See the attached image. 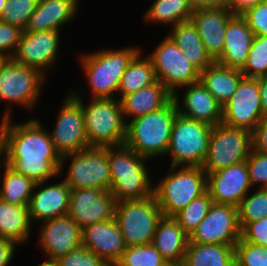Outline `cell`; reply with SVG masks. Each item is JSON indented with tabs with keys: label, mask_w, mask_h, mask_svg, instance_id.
Listing matches in <instances>:
<instances>
[{
	"label": "cell",
	"mask_w": 267,
	"mask_h": 266,
	"mask_svg": "<svg viewBox=\"0 0 267 266\" xmlns=\"http://www.w3.org/2000/svg\"><path fill=\"white\" fill-rule=\"evenodd\" d=\"M261 2H263V0H231L230 11L235 15H242L249 8H252Z\"/></svg>",
	"instance_id": "cell-49"
},
{
	"label": "cell",
	"mask_w": 267,
	"mask_h": 266,
	"mask_svg": "<svg viewBox=\"0 0 267 266\" xmlns=\"http://www.w3.org/2000/svg\"><path fill=\"white\" fill-rule=\"evenodd\" d=\"M24 122L4 119L2 152L6 163L35 183L60 179L61 156L55 150L48 129L36 116Z\"/></svg>",
	"instance_id": "cell-1"
},
{
	"label": "cell",
	"mask_w": 267,
	"mask_h": 266,
	"mask_svg": "<svg viewBox=\"0 0 267 266\" xmlns=\"http://www.w3.org/2000/svg\"><path fill=\"white\" fill-rule=\"evenodd\" d=\"M234 246L188 243L181 266H236Z\"/></svg>",
	"instance_id": "cell-31"
},
{
	"label": "cell",
	"mask_w": 267,
	"mask_h": 266,
	"mask_svg": "<svg viewBox=\"0 0 267 266\" xmlns=\"http://www.w3.org/2000/svg\"><path fill=\"white\" fill-rule=\"evenodd\" d=\"M24 30L0 20V52L10 58L15 54Z\"/></svg>",
	"instance_id": "cell-43"
},
{
	"label": "cell",
	"mask_w": 267,
	"mask_h": 266,
	"mask_svg": "<svg viewBox=\"0 0 267 266\" xmlns=\"http://www.w3.org/2000/svg\"><path fill=\"white\" fill-rule=\"evenodd\" d=\"M241 239L238 208L214 203L189 236L188 243L235 245Z\"/></svg>",
	"instance_id": "cell-15"
},
{
	"label": "cell",
	"mask_w": 267,
	"mask_h": 266,
	"mask_svg": "<svg viewBox=\"0 0 267 266\" xmlns=\"http://www.w3.org/2000/svg\"><path fill=\"white\" fill-rule=\"evenodd\" d=\"M66 167L67 171L64 170ZM65 172L66 176L63 175ZM62 175L64 178L62 180L70 189L100 188L110 192L108 147H89L83 151L61 156L59 176Z\"/></svg>",
	"instance_id": "cell-8"
},
{
	"label": "cell",
	"mask_w": 267,
	"mask_h": 266,
	"mask_svg": "<svg viewBox=\"0 0 267 266\" xmlns=\"http://www.w3.org/2000/svg\"><path fill=\"white\" fill-rule=\"evenodd\" d=\"M7 0H0V17L2 15V10L4 8V6L6 5Z\"/></svg>",
	"instance_id": "cell-55"
},
{
	"label": "cell",
	"mask_w": 267,
	"mask_h": 266,
	"mask_svg": "<svg viewBox=\"0 0 267 266\" xmlns=\"http://www.w3.org/2000/svg\"><path fill=\"white\" fill-rule=\"evenodd\" d=\"M74 89L72 93L81 98L85 132L90 147L120 146L126 140L127 124L123 118L118 98L85 99L86 90ZM83 93V95H81ZM84 97V98H83ZM87 100V101H86ZM87 102V103H85Z\"/></svg>",
	"instance_id": "cell-5"
},
{
	"label": "cell",
	"mask_w": 267,
	"mask_h": 266,
	"mask_svg": "<svg viewBox=\"0 0 267 266\" xmlns=\"http://www.w3.org/2000/svg\"><path fill=\"white\" fill-rule=\"evenodd\" d=\"M240 71L247 78L267 75V35L254 36L248 57Z\"/></svg>",
	"instance_id": "cell-38"
},
{
	"label": "cell",
	"mask_w": 267,
	"mask_h": 266,
	"mask_svg": "<svg viewBox=\"0 0 267 266\" xmlns=\"http://www.w3.org/2000/svg\"><path fill=\"white\" fill-rule=\"evenodd\" d=\"M143 50L140 46L127 45L94 52L80 53L79 66L83 69L90 99L117 98V91L126 67Z\"/></svg>",
	"instance_id": "cell-2"
},
{
	"label": "cell",
	"mask_w": 267,
	"mask_h": 266,
	"mask_svg": "<svg viewBox=\"0 0 267 266\" xmlns=\"http://www.w3.org/2000/svg\"><path fill=\"white\" fill-rule=\"evenodd\" d=\"M254 34L242 15H234L228 22L222 55L216 62L241 70L248 57Z\"/></svg>",
	"instance_id": "cell-25"
},
{
	"label": "cell",
	"mask_w": 267,
	"mask_h": 266,
	"mask_svg": "<svg viewBox=\"0 0 267 266\" xmlns=\"http://www.w3.org/2000/svg\"><path fill=\"white\" fill-rule=\"evenodd\" d=\"M6 165H7L6 157H5L4 153L1 150L0 151V185H1V176H2L3 170L6 167Z\"/></svg>",
	"instance_id": "cell-51"
},
{
	"label": "cell",
	"mask_w": 267,
	"mask_h": 266,
	"mask_svg": "<svg viewBox=\"0 0 267 266\" xmlns=\"http://www.w3.org/2000/svg\"><path fill=\"white\" fill-rule=\"evenodd\" d=\"M238 221L240 229L247 223L267 216V188L251 190L240 202Z\"/></svg>",
	"instance_id": "cell-36"
},
{
	"label": "cell",
	"mask_w": 267,
	"mask_h": 266,
	"mask_svg": "<svg viewBox=\"0 0 267 266\" xmlns=\"http://www.w3.org/2000/svg\"><path fill=\"white\" fill-rule=\"evenodd\" d=\"M241 238L244 241L267 247V216L250 223L241 229Z\"/></svg>",
	"instance_id": "cell-45"
},
{
	"label": "cell",
	"mask_w": 267,
	"mask_h": 266,
	"mask_svg": "<svg viewBox=\"0 0 267 266\" xmlns=\"http://www.w3.org/2000/svg\"><path fill=\"white\" fill-rule=\"evenodd\" d=\"M17 244L0 237V266H9L15 256Z\"/></svg>",
	"instance_id": "cell-47"
},
{
	"label": "cell",
	"mask_w": 267,
	"mask_h": 266,
	"mask_svg": "<svg viewBox=\"0 0 267 266\" xmlns=\"http://www.w3.org/2000/svg\"><path fill=\"white\" fill-rule=\"evenodd\" d=\"M213 126L177 114L166 157L170 166L201 167L208 152Z\"/></svg>",
	"instance_id": "cell-9"
},
{
	"label": "cell",
	"mask_w": 267,
	"mask_h": 266,
	"mask_svg": "<svg viewBox=\"0 0 267 266\" xmlns=\"http://www.w3.org/2000/svg\"><path fill=\"white\" fill-rule=\"evenodd\" d=\"M0 151H1V148H2V128H3V124H4V119H1L0 118Z\"/></svg>",
	"instance_id": "cell-54"
},
{
	"label": "cell",
	"mask_w": 267,
	"mask_h": 266,
	"mask_svg": "<svg viewBox=\"0 0 267 266\" xmlns=\"http://www.w3.org/2000/svg\"><path fill=\"white\" fill-rule=\"evenodd\" d=\"M82 245L109 266H114L127 248L117 220L97 222L82 228Z\"/></svg>",
	"instance_id": "cell-22"
},
{
	"label": "cell",
	"mask_w": 267,
	"mask_h": 266,
	"mask_svg": "<svg viewBox=\"0 0 267 266\" xmlns=\"http://www.w3.org/2000/svg\"><path fill=\"white\" fill-rule=\"evenodd\" d=\"M242 16L247 20L254 36L267 35V4L264 1L249 8Z\"/></svg>",
	"instance_id": "cell-44"
},
{
	"label": "cell",
	"mask_w": 267,
	"mask_h": 266,
	"mask_svg": "<svg viewBox=\"0 0 267 266\" xmlns=\"http://www.w3.org/2000/svg\"><path fill=\"white\" fill-rule=\"evenodd\" d=\"M170 28L168 36L182 50L187 60L200 72L214 62L207 53L202 39L191 20L180 22Z\"/></svg>",
	"instance_id": "cell-28"
},
{
	"label": "cell",
	"mask_w": 267,
	"mask_h": 266,
	"mask_svg": "<svg viewBox=\"0 0 267 266\" xmlns=\"http://www.w3.org/2000/svg\"><path fill=\"white\" fill-rule=\"evenodd\" d=\"M108 162L111 172L110 193L117 202L154 195L155 180L147 165L151 160L139 156L123 144L108 147Z\"/></svg>",
	"instance_id": "cell-3"
},
{
	"label": "cell",
	"mask_w": 267,
	"mask_h": 266,
	"mask_svg": "<svg viewBox=\"0 0 267 266\" xmlns=\"http://www.w3.org/2000/svg\"><path fill=\"white\" fill-rule=\"evenodd\" d=\"M172 98L173 94L157 80L120 100L123 118L127 124L137 117L163 108Z\"/></svg>",
	"instance_id": "cell-27"
},
{
	"label": "cell",
	"mask_w": 267,
	"mask_h": 266,
	"mask_svg": "<svg viewBox=\"0 0 267 266\" xmlns=\"http://www.w3.org/2000/svg\"><path fill=\"white\" fill-rule=\"evenodd\" d=\"M249 171V180L252 189L267 188V154L257 152L253 148L246 160Z\"/></svg>",
	"instance_id": "cell-41"
},
{
	"label": "cell",
	"mask_w": 267,
	"mask_h": 266,
	"mask_svg": "<svg viewBox=\"0 0 267 266\" xmlns=\"http://www.w3.org/2000/svg\"><path fill=\"white\" fill-rule=\"evenodd\" d=\"M116 203L110 192L100 188L71 189L67 215L82 229L97 222L113 220Z\"/></svg>",
	"instance_id": "cell-17"
},
{
	"label": "cell",
	"mask_w": 267,
	"mask_h": 266,
	"mask_svg": "<svg viewBox=\"0 0 267 266\" xmlns=\"http://www.w3.org/2000/svg\"><path fill=\"white\" fill-rule=\"evenodd\" d=\"M231 0H188L190 8L193 11L208 7H221L230 10Z\"/></svg>",
	"instance_id": "cell-48"
},
{
	"label": "cell",
	"mask_w": 267,
	"mask_h": 266,
	"mask_svg": "<svg viewBox=\"0 0 267 266\" xmlns=\"http://www.w3.org/2000/svg\"><path fill=\"white\" fill-rule=\"evenodd\" d=\"M114 266H170L153 244L128 246Z\"/></svg>",
	"instance_id": "cell-37"
},
{
	"label": "cell",
	"mask_w": 267,
	"mask_h": 266,
	"mask_svg": "<svg viewBox=\"0 0 267 266\" xmlns=\"http://www.w3.org/2000/svg\"><path fill=\"white\" fill-rule=\"evenodd\" d=\"M32 226L28 206L13 205L0 199L1 238L10 240L18 246H26L31 240Z\"/></svg>",
	"instance_id": "cell-29"
},
{
	"label": "cell",
	"mask_w": 267,
	"mask_h": 266,
	"mask_svg": "<svg viewBox=\"0 0 267 266\" xmlns=\"http://www.w3.org/2000/svg\"><path fill=\"white\" fill-rule=\"evenodd\" d=\"M9 59V56H7L5 53L0 52V71Z\"/></svg>",
	"instance_id": "cell-52"
},
{
	"label": "cell",
	"mask_w": 267,
	"mask_h": 266,
	"mask_svg": "<svg viewBox=\"0 0 267 266\" xmlns=\"http://www.w3.org/2000/svg\"><path fill=\"white\" fill-rule=\"evenodd\" d=\"M251 190L246 161L207 173V192L214 203L238 207Z\"/></svg>",
	"instance_id": "cell-19"
},
{
	"label": "cell",
	"mask_w": 267,
	"mask_h": 266,
	"mask_svg": "<svg viewBox=\"0 0 267 266\" xmlns=\"http://www.w3.org/2000/svg\"><path fill=\"white\" fill-rule=\"evenodd\" d=\"M258 87L260 91V101L262 106V112L267 117V75L257 78Z\"/></svg>",
	"instance_id": "cell-50"
},
{
	"label": "cell",
	"mask_w": 267,
	"mask_h": 266,
	"mask_svg": "<svg viewBox=\"0 0 267 266\" xmlns=\"http://www.w3.org/2000/svg\"><path fill=\"white\" fill-rule=\"evenodd\" d=\"M47 79L37 69L10 58L0 71V102H6L0 118H12L16 105L32 113L34 108H38L36 106L40 95L43 96L42 90Z\"/></svg>",
	"instance_id": "cell-7"
},
{
	"label": "cell",
	"mask_w": 267,
	"mask_h": 266,
	"mask_svg": "<svg viewBox=\"0 0 267 266\" xmlns=\"http://www.w3.org/2000/svg\"><path fill=\"white\" fill-rule=\"evenodd\" d=\"M37 266H58V263L54 260L44 259V262H40Z\"/></svg>",
	"instance_id": "cell-53"
},
{
	"label": "cell",
	"mask_w": 267,
	"mask_h": 266,
	"mask_svg": "<svg viewBox=\"0 0 267 266\" xmlns=\"http://www.w3.org/2000/svg\"><path fill=\"white\" fill-rule=\"evenodd\" d=\"M140 51L122 75L117 91V98L121 100L124 96L147 87L157 81L152 60Z\"/></svg>",
	"instance_id": "cell-32"
},
{
	"label": "cell",
	"mask_w": 267,
	"mask_h": 266,
	"mask_svg": "<svg viewBox=\"0 0 267 266\" xmlns=\"http://www.w3.org/2000/svg\"><path fill=\"white\" fill-rule=\"evenodd\" d=\"M61 103L52 132L48 127L47 129L55 150L63 156L83 151L90 146L85 132L81 98L66 91Z\"/></svg>",
	"instance_id": "cell-13"
},
{
	"label": "cell",
	"mask_w": 267,
	"mask_h": 266,
	"mask_svg": "<svg viewBox=\"0 0 267 266\" xmlns=\"http://www.w3.org/2000/svg\"><path fill=\"white\" fill-rule=\"evenodd\" d=\"M213 200L208 192L192 200L185 208L176 213L173 218L183 228L184 232L190 236L197 228L198 224L209 212Z\"/></svg>",
	"instance_id": "cell-35"
},
{
	"label": "cell",
	"mask_w": 267,
	"mask_h": 266,
	"mask_svg": "<svg viewBox=\"0 0 267 266\" xmlns=\"http://www.w3.org/2000/svg\"><path fill=\"white\" fill-rule=\"evenodd\" d=\"M60 31L23 32L12 59L22 65L37 69L46 77L59 62L61 53ZM57 62V63H56Z\"/></svg>",
	"instance_id": "cell-14"
},
{
	"label": "cell",
	"mask_w": 267,
	"mask_h": 266,
	"mask_svg": "<svg viewBox=\"0 0 267 266\" xmlns=\"http://www.w3.org/2000/svg\"><path fill=\"white\" fill-rule=\"evenodd\" d=\"M39 0H7L0 20L25 30Z\"/></svg>",
	"instance_id": "cell-39"
},
{
	"label": "cell",
	"mask_w": 267,
	"mask_h": 266,
	"mask_svg": "<svg viewBox=\"0 0 267 266\" xmlns=\"http://www.w3.org/2000/svg\"><path fill=\"white\" fill-rule=\"evenodd\" d=\"M252 148L251 132L220 123L212 128L208 152L201 167L207 174L244 162Z\"/></svg>",
	"instance_id": "cell-11"
},
{
	"label": "cell",
	"mask_w": 267,
	"mask_h": 266,
	"mask_svg": "<svg viewBox=\"0 0 267 266\" xmlns=\"http://www.w3.org/2000/svg\"><path fill=\"white\" fill-rule=\"evenodd\" d=\"M146 55L152 60L157 80L173 95L181 93L180 88L200 80V71L168 35Z\"/></svg>",
	"instance_id": "cell-12"
},
{
	"label": "cell",
	"mask_w": 267,
	"mask_h": 266,
	"mask_svg": "<svg viewBox=\"0 0 267 266\" xmlns=\"http://www.w3.org/2000/svg\"><path fill=\"white\" fill-rule=\"evenodd\" d=\"M244 74L238 70L214 61L200 72V81L223 106L237 90Z\"/></svg>",
	"instance_id": "cell-30"
},
{
	"label": "cell",
	"mask_w": 267,
	"mask_h": 266,
	"mask_svg": "<svg viewBox=\"0 0 267 266\" xmlns=\"http://www.w3.org/2000/svg\"><path fill=\"white\" fill-rule=\"evenodd\" d=\"M163 216L154 195L116 203L115 219L127 247L152 244L157 224Z\"/></svg>",
	"instance_id": "cell-10"
},
{
	"label": "cell",
	"mask_w": 267,
	"mask_h": 266,
	"mask_svg": "<svg viewBox=\"0 0 267 266\" xmlns=\"http://www.w3.org/2000/svg\"><path fill=\"white\" fill-rule=\"evenodd\" d=\"M37 248L45 259L58 260L82 245V229L68 215L39 223Z\"/></svg>",
	"instance_id": "cell-18"
},
{
	"label": "cell",
	"mask_w": 267,
	"mask_h": 266,
	"mask_svg": "<svg viewBox=\"0 0 267 266\" xmlns=\"http://www.w3.org/2000/svg\"><path fill=\"white\" fill-rule=\"evenodd\" d=\"M193 10L188 0H153L150 7L143 13V23L160 26H175L191 19Z\"/></svg>",
	"instance_id": "cell-33"
},
{
	"label": "cell",
	"mask_w": 267,
	"mask_h": 266,
	"mask_svg": "<svg viewBox=\"0 0 267 266\" xmlns=\"http://www.w3.org/2000/svg\"><path fill=\"white\" fill-rule=\"evenodd\" d=\"M154 183V196L165 217H173L192 200L207 192L202 167L170 166Z\"/></svg>",
	"instance_id": "cell-6"
},
{
	"label": "cell",
	"mask_w": 267,
	"mask_h": 266,
	"mask_svg": "<svg viewBox=\"0 0 267 266\" xmlns=\"http://www.w3.org/2000/svg\"><path fill=\"white\" fill-rule=\"evenodd\" d=\"M189 236L173 217L158 222L152 244L170 266H181L184 260Z\"/></svg>",
	"instance_id": "cell-26"
},
{
	"label": "cell",
	"mask_w": 267,
	"mask_h": 266,
	"mask_svg": "<svg viewBox=\"0 0 267 266\" xmlns=\"http://www.w3.org/2000/svg\"><path fill=\"white\" fill-rule=\"evenodd\" d=\"M59 177L61 181L56 180V183L52 179L35 184L28 205L32 224L67 215L71 189L62 176Z\"/></svg>",
	"instance_id": "cell-20"
},
{
	"label": "cell",
	"mask_w": 267,
	"mask_h": 266,
	"mask_svg": "<svg viewBox=\"0 0 267 266\" xmlns=\"http://www.w3.org/2000/svg\"><path fill=\"white\" fill-rule=\"evenodd\" d=\"M35 182L6 165L1 176L0 199L9 204L28 206Z\"/></svg>",
	"instance_id": "cell-34"
},
{
	"label": "cell",
	"mask_w": 267,
	"mask_h": 266,
	"mask_svg": "<svg viewBox=\"0 0 267 266\" xmlns=\"http://www.w3.org/2000/svg\"><path fill=\"white\" fill-rule=\"evenodd\" d=\"M58 266H109L94 252L83 245L56 260Z\"/></svg>",
	"instance_id": "cell-42"
},
{
	"label": "cell",
	"mask_w": 267,
	"mask_h": 266,
	"mask_svg": "<svg viewBox=\"0 0 267 266\" xmlns=\"http://www.w3.org/2000/svg\"><path fill=\"white\" fill-rule=\"evenodd\" d=\"M264 117L257 78L244 77L232 97L223 105L222 123L253 133Z\"/></svg>",
	"instance_id": "cell-16"
},
{
	"label": "cell",
	"mask_w": 267,
	"mask_h": 266,
	"mask_svg": "<svg viewBox=\"0 0 267 266\" xmlns=\"http://www.w3.org/2000/svg\"><path fill=\"white\" fill-rule=\"evenodd\" d=\"M80 0H39L24 32L63 30L80 11Z\"/></svg>",
	"instance_id": "cell-24"
},
{
	"label": "cell",
	"mask_w": 267,
	"mask_h": 266,
	"mask_svg": "<svg viewBox=\"0 0 267 266\" xmlns=\"http://www.w3.org/2000/svg\"><path fill=\"white\" fill-rule=\"evenodd\" d=\"M234 15L229 9L221 7L193 11L190 20L195 25L207 53L214 61L223 53L227 24Z\"/></svg>",
	"instance_id": "cell-23"
},
{
	"label": "cell",
	"mask_w": 267,
	"mask_h": 266,
	"mask_svg": "<svg viewBox=\"0 0 267 266\" xmlns=\"http://www.w3.org/2000/svg\"><path fill=\"white\" fill-rule=\"evenodd\" d=\"M178 113L177 104L172 98L163 108L129 121L124 144L151 161L162 159L166 156Z\"/></svg>",
	"instance_id": "cell-4"
},
{
	"label": "cell",
	"mask_w": 267,
	"mask_h": 266,
	"mask_svg": "<svg viewBox=\"0 0 267 266\" xmlns=\"http://www.w3.org/2000/svg\"><path fill=\"white\" fill-rule=\"evenodd\" d=\"M253 149L267 154V117H264L252 133Z\"/></svg>",
	"instance_id": "cell-46"
},
{
	"label": "cell",
	"mask_w": 267,
	"mask_h": 266,
	"mask_svg": "<svg viewBox=\"0 0 267 266\" xmlns=\"http://www.w3.org/2000/svg\"><path fill=\"white\" fill-rule=\"evenodd\" d=\"M236 266H267V247H262L242 238L235 244Z\"/></svg>",
	"instance_id": "cell-40"
},
{
	"label": "cell",
	"mask_w": 267,
	"mask_h": 266,
	"mask_svg": "<svg viewBox=\"0 0 267 266\" xmlns=\"http://www.w3.org/2000/svg\"><path fill=\"white\" fill-rule=\"evenodd\" d=\"M183 95L175 93L173 98L178 112L188 118L204 122L211 126L219 125L223 120V106L206 87L197 81L180 88Z\"/></svg>",
	"instance_id": "cell-21"
}]
</instances>
